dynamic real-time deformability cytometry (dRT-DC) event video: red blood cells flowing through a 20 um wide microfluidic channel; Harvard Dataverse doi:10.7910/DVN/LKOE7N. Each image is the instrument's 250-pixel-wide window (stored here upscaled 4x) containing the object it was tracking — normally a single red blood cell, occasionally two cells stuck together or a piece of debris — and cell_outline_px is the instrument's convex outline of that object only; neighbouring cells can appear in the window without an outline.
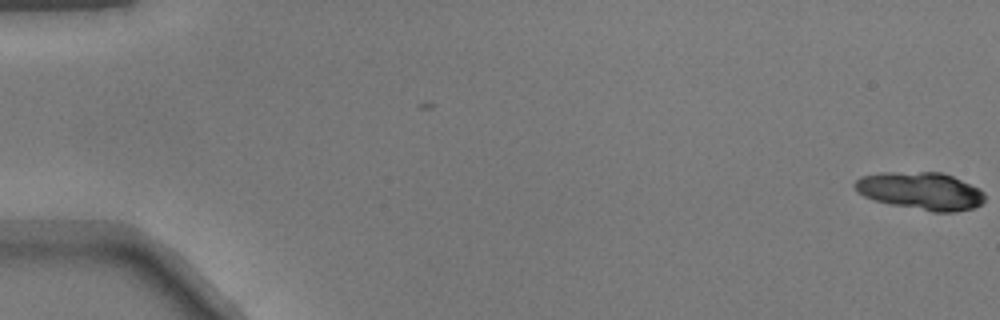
{"species": "common noctule bat (a hibernating species)", "species_latin": "Nyctalus noctula", "temperature_condition": "warm", "stored_images_in_passage": 2, "camera_frame_rate_fps": 3000, "um_per_image_px": 0.085, "animal": {"sex": "male", "body_mass_g": 17.9}, "frame": {"image": 1, "passage_image": 2, "time_ms": 0.333, "image_size_px": [1000, 320], "cell_outline_px": [[984, 200], [980, 204], [972, 208], [956, 212], [932, 212], [892, 204], [876, 200], [864, 196], [856, 188], [856, 180], [860, 176], [880, 172], [940, 172], [952, 176], [980, 188], [984, 192]], "centroid_in_image_um": [78.3, 16.22], "position_along_channel_um": 6.7, "area_um2": 28.26}}